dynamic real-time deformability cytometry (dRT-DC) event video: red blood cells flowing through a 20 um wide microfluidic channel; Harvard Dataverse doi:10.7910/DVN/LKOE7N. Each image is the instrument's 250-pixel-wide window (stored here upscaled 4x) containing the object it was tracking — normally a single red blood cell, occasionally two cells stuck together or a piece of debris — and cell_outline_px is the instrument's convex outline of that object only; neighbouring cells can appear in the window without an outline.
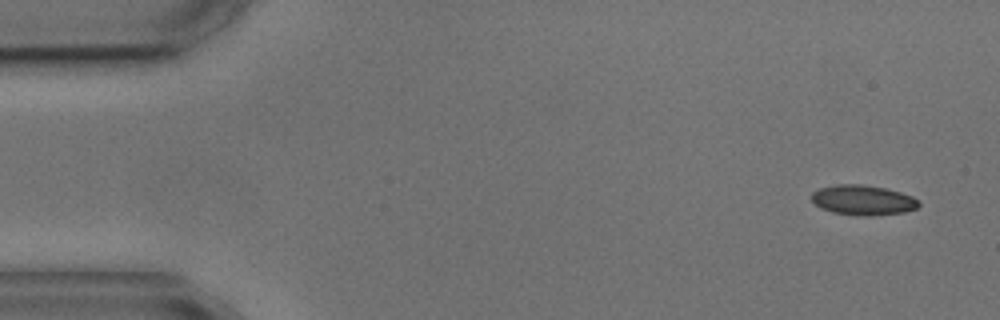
{"species": "common noctule bat (a hibernating species)", "species_latin": "Nyctalus noctula", "temperature_condition": "cold", "stored_images_in_passage": 3, "camera_frame_rate_fps": 3000, "um_per_image_px": 0.085, "animal": {"sex": "male", "body_mass_g": 17.9, "forearm_length_mm": 54.2}, "frame": {"image": 1, "passage_image": 1, "time_ms": 0.0, "image_size_px": [1000, 320], "cell_outline_px": [[920, 204], [916, 208], [904, 212], [872, 216], [864, 216], [832, 212], [820, 208], [812, 200], [812, 192], [820, 188], [836, 184], [860, 184], [884, 188], [900, 192], [912, 196], [920, 200]], "centroid_in_image_um": [73.36, 17.01], "position_along_channel_um": 11.6, "area_um2": 18.73}}